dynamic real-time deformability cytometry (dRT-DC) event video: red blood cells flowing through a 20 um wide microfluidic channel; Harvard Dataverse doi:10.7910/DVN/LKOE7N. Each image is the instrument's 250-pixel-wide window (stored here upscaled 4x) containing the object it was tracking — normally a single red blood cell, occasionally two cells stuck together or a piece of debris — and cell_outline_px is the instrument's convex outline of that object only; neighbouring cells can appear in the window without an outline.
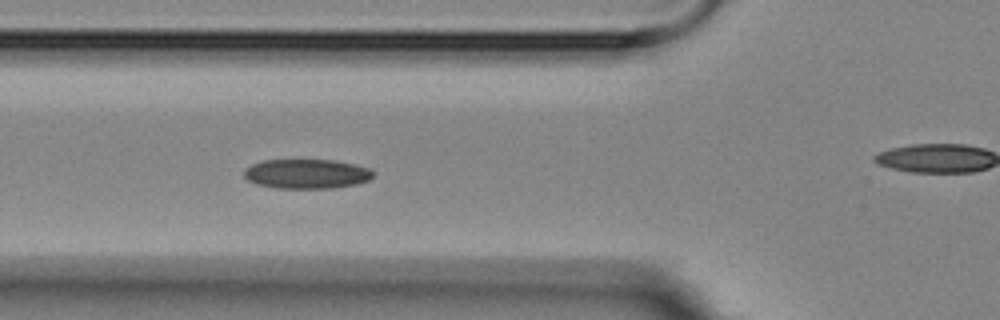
{"species": "Egyptian fruit bat (a non-hibernating species)", "species_latin": "Rousettus aegyptiacus", "temperature_condition": "room temperature", "stored_images_in_passage": 7, "segment_of_instrument_passage": [1, 2], "camera_frame_rate_fps": 3000, "um_per_image_px": 0.085, "animal": {"sex": "female"}, "frame": {"image": 1, "passage_image": 6, "time_ms": 6.0, "image_size_px": [1000, 320], "cell_outline_px": [[372, 176], [368, 180], [356, 184], [332, 188], [276, 188], [256, 184], [248, 180], [244, 176], [244, 168], [252, 164], [264, 160], [332, 160], [372, 168]], "centroid_in_image_um": [26.03, 14.78], "position_along_channel_um": 99.8, "area_um2": 22.14}}